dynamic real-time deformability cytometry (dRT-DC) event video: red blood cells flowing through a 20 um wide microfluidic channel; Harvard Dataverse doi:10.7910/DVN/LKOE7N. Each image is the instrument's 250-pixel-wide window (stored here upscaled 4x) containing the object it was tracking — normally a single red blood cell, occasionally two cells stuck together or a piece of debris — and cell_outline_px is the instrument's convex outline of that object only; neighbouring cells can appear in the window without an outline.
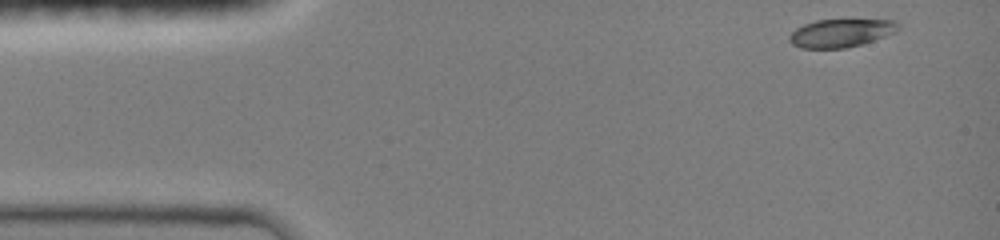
{"species": "common noctule bat (a hibernating species)", "species_latin": "Nyctalus noctula", "temperature_condition": "room temperature", "stored_images_in_passage": 34, "camera_frame_rate_fps": 3000, "um_per_image_px": 0.085, "animal": {"sex": "female", "body_mass_g": 19.0, "forearm_length_mm": 51.5}, "frame": {"image": 1, "passage_image": 1, "time_ms": 0.0, "image_size_px": [1000, 240], "cell_outline_px": [[900, 28], [896, 32], [860, 44], [844, 48], [800, 48], [792, 44], [788, 40], [788, 36], [796, 28], [804, 24], [816, 20], [896, 20], [900, 24]], "centroid_in_image_um": [71.46, 2.8], "position_along_channel_um": 13.5, "area_um2": 17.74}}
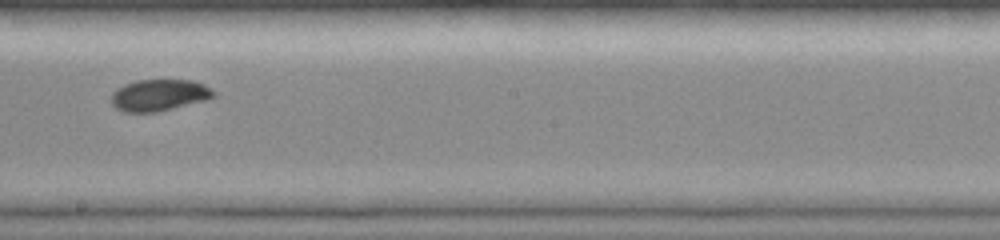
{"frame": {"image": 2, "passage_image": 20, "time_ms": 7.667, "image_size_px": [1000, 240], "cell_outline_px": [[216, 96], [208, 100], [156, 112], [124, 112], [116, 108], [112, 104], [112, 92], [116, 88], [124, 84], [136, 80], [192, 80], [204, 84], [212, 88], [216, 92]], "centroid_in_image_um": [13.56, 8.08], "position_along_channel_um": 234.6, "area_um2": 19.07}}
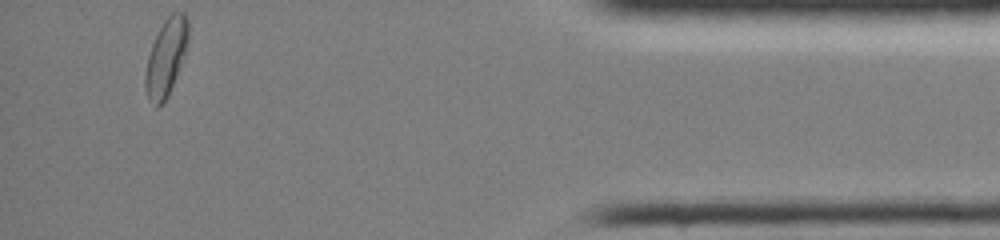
{"frame": {"image": 3, "passage_image": 34, "time_ms": 13.333, "image_size_px": [1000, 240], "cell_outline_px": [[188, 40], [184, 56], [168, 96], [156, 108], [148, 100], [144, 88], [144, 76], [148, 56], [152, 44], [164, 20], [172, 12], [184, 12], [188, 16]], "centroid_in_image_um": [14.1, 4.88], "position_along_channel_um": 421.1, "area_um2": 19.25}, "authors_computed_cell_mechanics": {"area_um2": 18.9584, "velocity_mm_per_s": 4.1007, "shape_relaxation_time_tau1_ms": null, "shape_relaxation_time_tau2_ms": 1.7904, "deformation_change_tau1": null, "deformation_change_tau2": 0.0298}}